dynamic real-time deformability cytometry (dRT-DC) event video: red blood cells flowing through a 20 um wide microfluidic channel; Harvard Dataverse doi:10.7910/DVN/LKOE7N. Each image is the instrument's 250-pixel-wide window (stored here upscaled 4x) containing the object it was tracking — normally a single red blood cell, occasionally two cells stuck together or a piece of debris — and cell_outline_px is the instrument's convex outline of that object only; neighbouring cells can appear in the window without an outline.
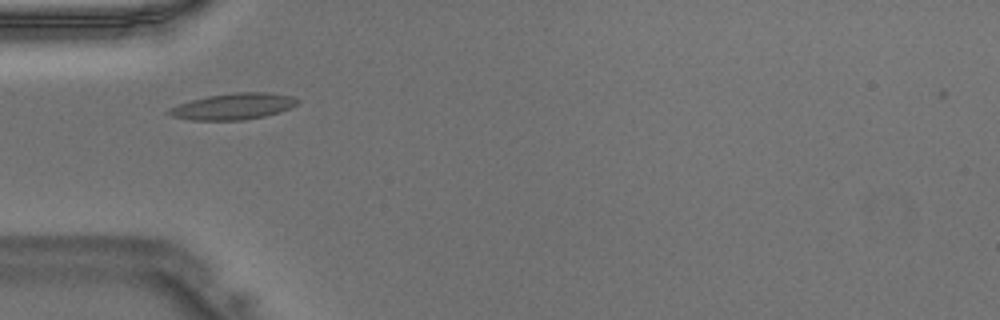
{"species": "Egyptian fruit bat (a non-hibernating species)", "species_latin": "Rousettus aegyptiacus", "temperature_condition": "warm", "stored_images_in_passage": 33, "camera_frame_rate_fps": 3000, "um_per_image_px": 0.085, "animal": {"sex": "male"}, "frame": {"image": 1, "passage_image": 1, "time_ms": 0.0, "image_size_px": [1000, 320], "cell_outline_px": [[300, 100], [296, 104], [280, 112], [264, 116], [244, 120], [192, 120], [172, 116], [168, 112], [168, 108], [192, 100], [208, 96], [236, 92], [268, 92], [292, 96]], "centroid_in_image_um": [19.85, 9.04], "position_along_channel_um": 65.1, "area_um2": 19.48}}
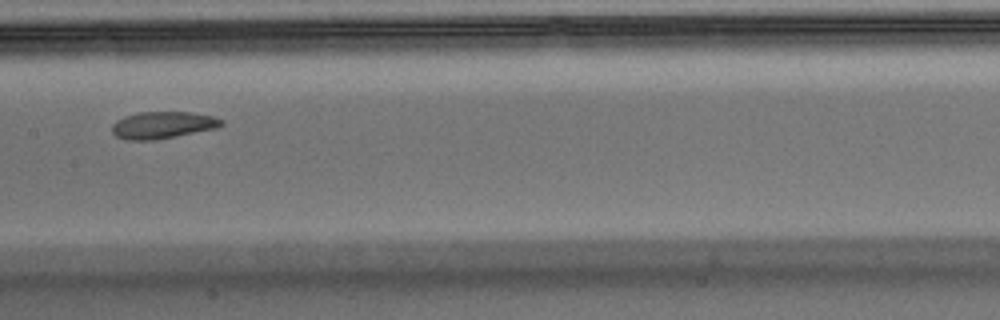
{"frame": {"image": 2, "passage_image": 10, "time_ms": 3.0, "image_size_px": [1000, 320], "cell_outline_px": [[224, 124], [216, 128], [176, 136], [152, 140], [128, 140], [116, 136], [112, 132], [112, 124], [116, 120], [124, 116], [140, 112], [188, 112], [212, 116], [224, 120]], "centroid_in_image_um": [13.81, 10.62], "position_along_channel_um": 193.6, "area_um2": 17.11}}
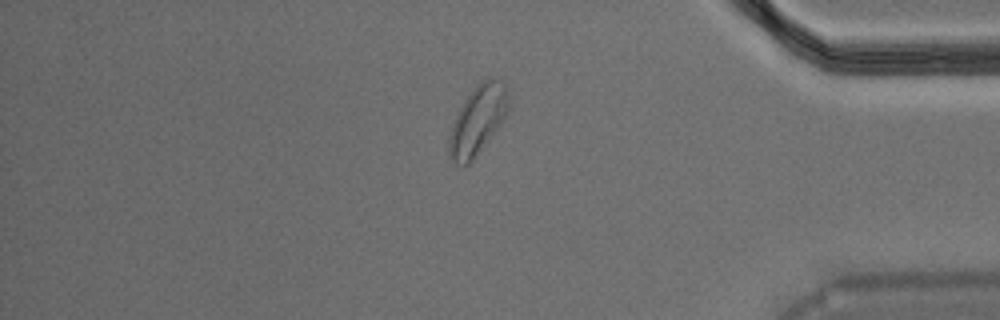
{"frame": {"image": 3, "passage_image": 26, "time_ms": 8.333, "image_size_px": [1000, 320], "cell_outline_px": [[508, 112], [468, 164], [456, 164], [452, 160], [448, 148], [448, 140], [452, 124], [464, 100], [476, 84], [488, 76], [496, 76], [508, 88]], "centroid_in_image_um": [40.6, 10.11], "position_along_channel_um": 394.6, "area_um2": 23.29}}